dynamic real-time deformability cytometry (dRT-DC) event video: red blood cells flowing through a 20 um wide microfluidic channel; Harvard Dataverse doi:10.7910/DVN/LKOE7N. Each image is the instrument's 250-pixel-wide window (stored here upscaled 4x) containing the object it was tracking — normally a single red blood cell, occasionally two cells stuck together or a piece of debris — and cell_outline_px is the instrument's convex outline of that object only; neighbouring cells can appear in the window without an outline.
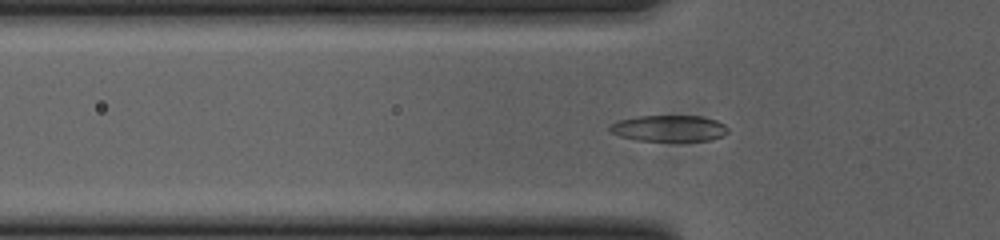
{"species": "common noctule bat (a hibernating species)", "species_latin": "Nyctalus noctula", "temperature_condition": "cold", "stored_images_in_passage": 46, "camera_frame_rate_fps": 3000, "um_per_image_px": 0.085, "animal": {"sex": "female", "body_mass_g": 23.0, "forearm_length_mm": 53.4}, "frame": {"image": 1, "passage_image": 17, "time_ms": 5.333, "image_size_px": [1000, 240], "cell_outline_px": [[728, 132], [724, 136], [712, 140], [636, 140], [620, 136], [612, 132], [608, 128], [608, 124], [616, 120], [636, 116], [700, 116], [716, 120], [724, 124], [728, 128]], "centroid_in_image_um": [56.84, 10.89], "position_along_channel_um": 69.0, "area_um2": 18.09}}
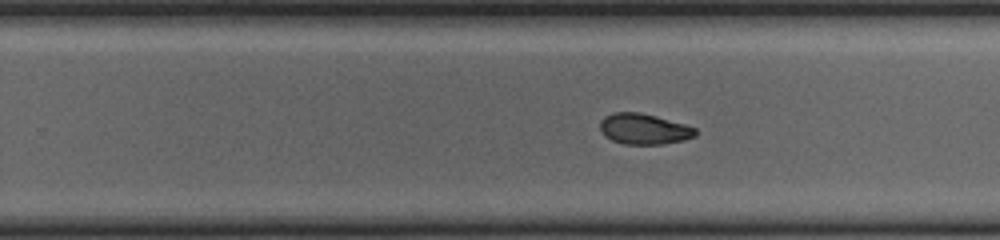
{"frame": {"image": 2, "passage_image": 33, "time_ms": 10.667, "image_size_px": [1000, 240], "cell_outline_px": [[696, 136], [684, 140], [664, 144], [624, 144], [612, 140], [604, 136], [600, 132], [600, 120], [604, 116], [612, 112], [640, 112], [656, 116], [684, 124], [696, 128]], "centroid_in_image_um": [54.7, 10.96], "position_along_channel_um": 275.1, "area_um2": 17.22}}
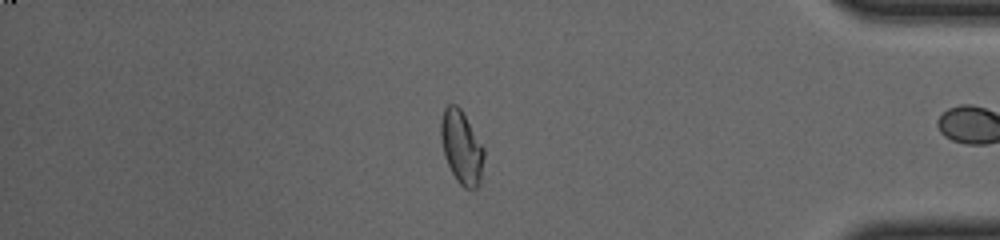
{"frame": {"image": 3, "passage_image": 45, "time_ms": 14.667, "image_size_px": [1000, 240], "cell_outline_px": [[484, 156], [480, 184], [476, 188], [464, 188], [456, 180], [444, 156], [440, 136], [440, 120], [444, 108], [448, 104], [456, 104], [460, 108], [484, 148]], "centroid_in_image_um": [39.21, 12.51], "position_along_channel_um": 396.0, "area_um2": 18.38}, "authors_computed_cell_mechanics": {"area_um2": 17.3689, "velocity_mm_per_s": 3.8615, "shape_relaxation_time_tau1_ms": 4.1105, "shape_relaxation_time_tau2_ms": 4.0578, "deformation_change_tau1": 0.1533, "deformation_change_tau2": 0.0811}}